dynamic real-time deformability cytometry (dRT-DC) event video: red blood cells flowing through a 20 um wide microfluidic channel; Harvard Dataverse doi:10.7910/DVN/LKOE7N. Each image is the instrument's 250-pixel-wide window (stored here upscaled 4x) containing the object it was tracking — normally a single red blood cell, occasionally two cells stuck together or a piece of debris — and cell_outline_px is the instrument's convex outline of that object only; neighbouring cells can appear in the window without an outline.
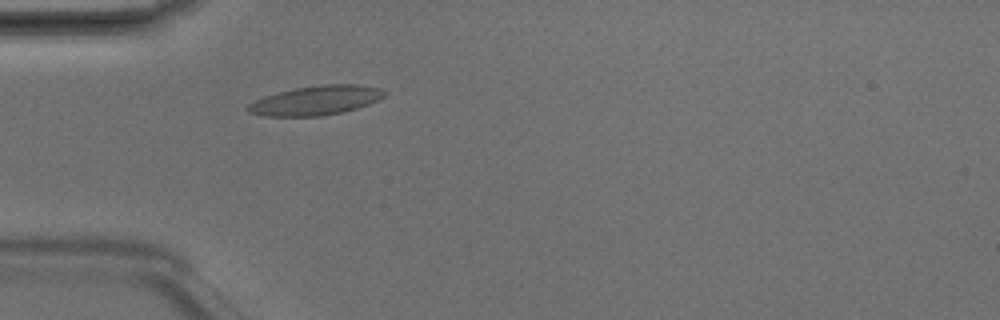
{"species": "Egyptian fruit bat (a non-hibernating species)", "species_latin": "Rousettus aegyptiacus", "temperature_condition": "room temperature", "stored_images_in_passage": 3, "camera_frame_rate_fps": 3000, "um_per_image_px": 0.085, "animal": {"sex": "male"}, "frame": {"image": 1, "passage_image": 3, "time_ms": 0.667, "image_size_px": [1000, 320], "cell_outline_px": [[388, 92], [384, 96], [368, 104], [344, 112], [320, 116], [264, 116], [248, 112], [244, 108], [248, 104], [264, 96], [296, 88], [324, 84], [356, 84], [380, 88]], "centroid_in_image_um": [26.84, 8.54], "position_along_channel_um": 58.2, "area_um2": 23.24}}